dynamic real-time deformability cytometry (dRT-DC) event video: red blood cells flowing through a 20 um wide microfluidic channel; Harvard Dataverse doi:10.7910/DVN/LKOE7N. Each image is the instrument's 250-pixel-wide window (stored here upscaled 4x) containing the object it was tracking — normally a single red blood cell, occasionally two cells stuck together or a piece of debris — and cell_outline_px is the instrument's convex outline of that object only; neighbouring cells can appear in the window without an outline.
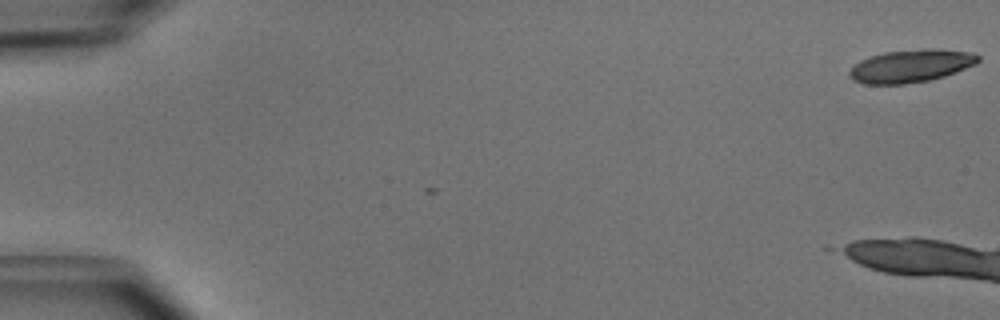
{"species": "common noctule bat (a hibernating species)", "species_latin": "Nyctalus noctula", "temperature_condition": "cold", "stored_images_in_passage": 2, "camera_frame_rate_fps": 3000, "um_per_image_px": 0.085, "animal": {"sex": "male", "body_mass_g": 15.6}, "frame": {"image": 1, "passage_image": 2, "time_ms": 0.333, "image_size_px": [1000, 320], "cell_outline_px": [[980, 60], [976, 64], [956, 72], [944, 76], [928, 80], [904, 84], [864, 84], [852, 80], [848, 76], [848, 72], [860, 60], [884, 52], [924, 48], [936, 48], [972, 52], [980, 56]], "centroid_in_image_um": [77.44, 5.6], "position_along_channel_um": 7.6, "area_um2": 24.74}}